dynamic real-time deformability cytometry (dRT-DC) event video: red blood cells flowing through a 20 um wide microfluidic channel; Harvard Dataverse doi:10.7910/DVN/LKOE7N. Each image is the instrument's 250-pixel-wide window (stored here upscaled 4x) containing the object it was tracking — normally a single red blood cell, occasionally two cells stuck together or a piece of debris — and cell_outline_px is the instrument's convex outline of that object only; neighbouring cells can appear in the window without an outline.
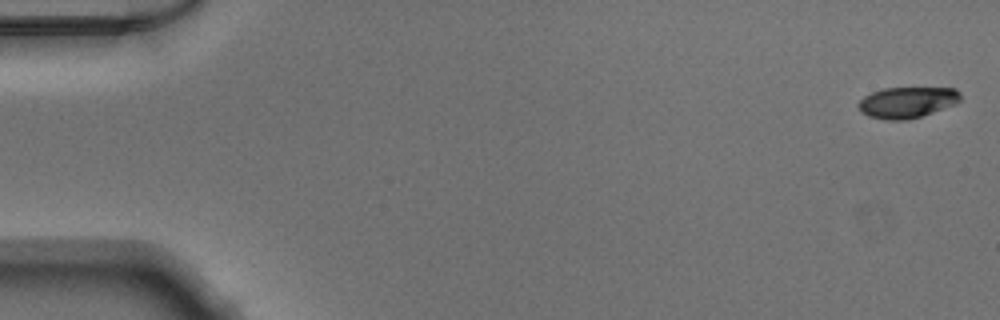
{"species": "Egyptian fruit bat (a non-hibernating species)", "species_latin": "Rousettus aegyptiacus", "temperature_condition": "warm", "stored_images_in_passage": 50, "camera_frame_rate_fps": 3000, "um_per_image_px": 0.085, "animal": {"sex": "male"}, "frame": {"image": 1, "passage_image": 1, "time_ms": 0.0, "image_size_px": [1000, 320], "cell_outline_px": [[960, 100], [956, 104], [920, 116], [904, 120], [884, 120], [868, 116], [860, 112], [856, 104], [864, 96], [872, 92], [884, 88], [956, 88], [960, 92]], "centroid_in_image_um": [77.07, 8.7], "position_along_channel_um": 7.9, "area_um2": 18.5}}
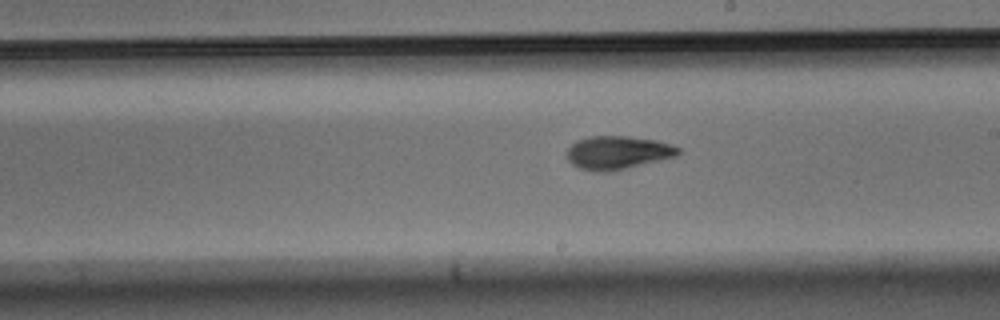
{"frame": {"image": 2, "passage_image": 29, "time_ms": 9.333, "image_size_px": [1000, 320], "cell_outline_px": [[680, 152], [676, 156], [660, 160], [608, 172], [592, 172], [580, 168], [572, 164], [568, 160], [568, 148], [576, 140], [588, 136], [628, 136], [656, 140], [672, 144], [680, 148]], "centroid_in_image_um": [52.5, 12.96], "position_along_channel_um": 236.5, "area_um2": 21.62}}
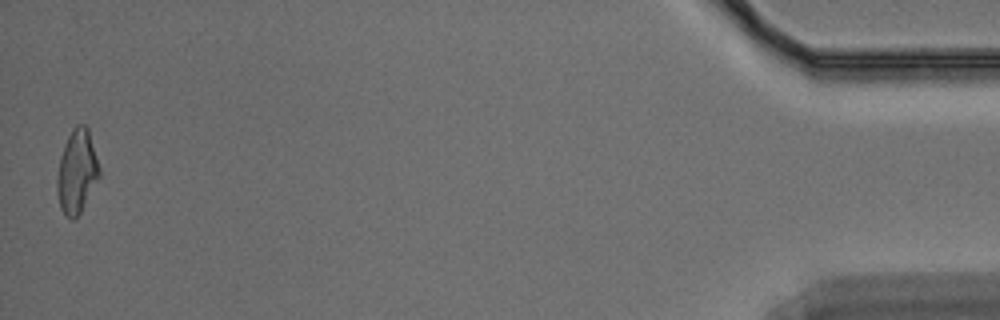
{"frame": {"image": 3, "passage_image": 50, "time_ms": 16.333, "image_size_px": [1000, 320], "cell_outline_px": [[100, 176], [80, 212], [72, 220], [60, 208], [56, 188], [56, 180], [60, 156], [64, 144], [72, 128], [76, 124], [84, 124], [88, 128], [100, 168]], "centroid_in_image_um": [6.53, 14.54], "position_along_channel_um": 428.7, "area_um2": 20.46}}